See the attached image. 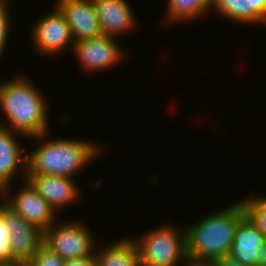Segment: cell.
<instances>
[{
  "mask_svg": "<svg viewBox=\"0 0 266 266\" xmlns=\"http://www.w3.org/2000/svg\"><path fill=\"white\" fill-rule=\"evenodd\" d=\"M25 76L0 82V109L7 124L0 126L23 137H35L49 131L47 98Z\"/></svg>",
  "mask_w": 266,
  "mask_h": 266,
  "instance_id": "6da1fadb",
  "label": "cell"
},
{
  "mask_svg": "<svg viewBox=\"0 0 266 266\" xmlns=\"http://www.w3.org/2000/svg\"><path fill=\"white\" fill-rule=\"evenodd\" d=\"M48 133L31 137L40 144L27 154V174L64 176L74 179L75 175L102 154V147L83 139H55ZM47 140H43V139ZM42 142V143H41ZM38 146V147H37Z\"/></svg>",
  "mask_w": 266,
  "mask_h": 266,
  "instance_id": "7a4b0ae2",
  "label": "cell"
},
{
  "mask_svg": "<svg viewBox=\"0 0 266 266\" xmlns=\"http://www.w3.org/2000/svg\"><path fill=\"white\" fill-rule=\"evenodd\" d=\"M245 216L240 200L186 227L187 258L213 261L228 256L235 229Z\"/></svg>",
  "mask_w": 266,
  "mask_h": 266,
  "instance_id": "3957f363",
  "label": "cell"
},
{
  "mask_svg": "<svg viewBox=\"0 0 266 266\" xmlns=\"http://www.w3.org/2000/svg\"><path fill=\"white\" fill-rule=\"evenodd\" d=\"M163 224L134 241L140 266H177L187 260L186 228ZM179 263V264H177Z\"/></svg>",
  "mask_w": 266,
  "mask_h": 266,
  "instance_id": "277c9868",
  "label": "cell"
},
{
  "mask_svg": "<svg viewBox=\"0 0 266 266\" xmlns=\"http://www.w3.org/2000/svg\"><path fill=\"white\" fill-rule=\"evenodd\" d=\"M55 222L43 230V245L63 260L76 259L95 254V239L81 221Z\"/></svg>",
  "mask_w": 266,
  "mask_h": 266,
  "instance_id": "5b68a950",
  "label": "cell"
},
{
  "mask_svg": "<svg viewBox=\"0 0 266 266\" xmlns=\"http://www.w3.org/2000/svg\"><path fill=\"white\" fill-rule=\"evenodd\" d=\"M0 214L10 233L13 264H26L43 245V230L28 222L5 202L0 207Z\"/></svg>",
  "mask_w": 266,
  "mask_h": 266,
  "instance_id": "8992f818",
  "label": "cell"
},
{
  "mask_svg": "<svg viewBox=\"0 0 266 266\" xmlns=\"http://www.w3.org/2000/svg\"><path fill=\"white\" fill-rule=\"evenodd\" d=\"M31 38L34 48L43 54L55 57L70 47L73 49L74 40L70 27L61 12L53 6V10L37 20L32 27ZM45 54V55H44Z\"/></svg>",
  "mask_w": 266,
  "mask_h": 266,
  "instance_id": "52a82bcc",
  "label": "cell"
},
{
  "mask_svg": "<svg viewBox=\"0 0 266 266\" xmlns=\"http://www.w3.org/2000/svg\"><path fill=\"white\" fill-rule=\"evenodd\" d=\"M116 40L115 37L102 34L75 42L71 52L75 53L79 65L86 72L109 70L119 64L125 55Z\"/></svg>",
  "mask_w": 266,
  "mask_h": 266,
  "instance_id": "ba28073f",
  "label": "cell"
},
{
  "mask_svg": "<svg viewBox=\"0 0 266 266\" xmlns=\"http://www.w3.org/2000/svg\"><path fill=\"white\" fill-rule=\"evenodd\" d=\"M24 181V187L13 192L15 195L4 188V202L28 222L46 230L55 223L57 213L27 179Z\"/></svg>",
  "mask_w": 266,
  "mask_h": 266,
  "instance_id": "9c48e42d",
  "label": "cell"
},
{
  "mask_svg": "<svg viewBox=\"0 0 266 266\" xmlns=\"http://www.w3.org/2000/svg\"><path fill=\"white\" fill-rule=\"evenodd\" d=\"M54 6L68 23L74 42L102 35L92 0H56Z\"/></svg>",
  "mask_w": 266,
  "mask_h": 266,
  "instance_id": "30bf717a",
  "label": "cell"
},
{
  "mask_svg": "<svg viewBox=\"0 0 266 266\" xmlns=\"http://www.w3.org/2000/svg\"><path fill=\"white\" fill-rule=\"evenodd\" d=\"M26 179L35 190L50 204L58 213L61 208L77 201L80 195L76 182L69 177L27 174ZM59 210V211H58Z\"/></svg>",
  "mask_w": 266,
  "mask_h": 266,
  "instance_id": "8fae6325",
  "label": "cell"
},
{
  "mask_svg": "<svg viewBox=\"0 0 266 266\" xmlns=\"http://www.w3.org/2000/svg\"><path fill=\"white\" fill-rule=\"evenodd\" d=\"M92 2L103 35L118 39L120 35L136 28L135 14L127 0H92Z\"/></svg>",
  "mask_w": 266,
  "mask_h": 266,
  "instance_id": "7c38bea8",
  "label": "cell"
},
{
  "mask_svg": "<svg viewBox=\"0 0 266 266\" xmlns=\"http://www.w3.org/2000/svg\"><path fill=\"white\" fill-rule=\"evenodd\" d=\"M15 133L0 126V185L3 188H12V180L18 171L21 173L22 170L24 180L27 175V153Z\"/></svg>",
  "mask_w": 266,
  "mask_h": 266,
  "instance_id": "4fadbf2b",
  "label": "cell"
},
{
  "mask_svg": "<svg viewBox=\"0 0 266 266\" xmlns=\"http://www.w3.org/2000/svg\"><path fill=\"white\" fill-rule=\"evenodd\" d=\"M265 239L266 237L245 215L235 229L233 244L228 256L243 265L254 266L256 249Z\"/></svg>",
  "mask_w": 266,
  "mask_h": 266,
  "instance_id": "5bb4252c",
  "label": "cell"
},
{
  "mask_svg": "<svg viewBox=\"0 0 266 266\" xmlns=\"http://www.w3.org/2000/svg\"><path fill=\"white\" fill-rule=\"evenodd\" d=\"M103 249L95 252L96 266H140L138 250L132 237L119 239Z\"/></svg>",
  "mask_w": 266,
  "mask_h": 266,
  "instance_id": "9a60e30c",
  "label": "cell"
},
{
  "mask_svg": "<svg viewBox=\"0 0 266 266\" xmlns=\"http://www.w3.org/2000/svg\"><path fill=\"white\" fill-rule=\"evenodd\" d=\"M166 3L165 21L167 23L190 22L196 18L204 17L211 10V0H167Z\"/></svg>",
  "mask_w": 266,
  "mask_h": 266,
  "instance_id": "2e32d148",
  "label": "cell"
},
{
  "mask_svg": "<svg viewBox=\"0 0 266 266\" xmlns=\"http://www.w3.org/2000/svg\"><path fill=\"white\" fill-rule=\"evenodd\" d=\"M210 8L227 20L252 24V7L249 0H211Z\"/></svg>",
  "mask_w": 266,
  "mask_h": 266,
  "instance_id": "e0dca14e",
  "label": "cell"
},
{
  "mask_svg": "<svg viewBox=\"0 0 266 266\" xmlns=\"http://www.w3.org/2000/svg\"><path fill=\"white\" fill-rule=\"evenodd\" d=\"M245 215L256 228L266 237V197L260 195L240 200Z\"/></svg>",
  "mask_w": 266,
  "mask_h": 266,
  "instance_id": "ac0fdd59",
  "label": "cell"
},
{
  "mask_svg": "<svg viewBox=\"0 0 266 266\" xmlns=\"http://www.w3.org/2000/svg\"><path fill=\"white\" fill-rule=\"evenodd\" d=\"M64 260L42 245L25 266H63Z\"/></svg>",
  "mask_w": 266,
  "mask_h": 266,
  "instance_id": "d6986e66",
  "label": "cell"
},
{
  "mask_svg": "<svg viewBox=\"0 0 266 266\" xmlns=\"http://www.w3.org/2000/svg\"><path fill=\"white\" fill-rule=\"evenodd\" d=\"M10 233L5 220L0 214V264H13L12 249L9 240Z\"/></svg>",
  "mask_w": 266,
  "mask_h": 266,
  "instance_id": "ffe728a7",
  "label": "cell"
},
{
  "mask_svg": "<svg viewBox=\"0 0 266 266\" xmlns=\"http://www.w3.org/2000/svg\"><path fill=\"white\" fill-rule=\"evenodd\" d=\"M8 4L0 3V60L3 56V52L5 51L6 43L9 38V31L11 30V17L10 11H8ZM9 13V14H8Z\"/></svg>",
  "mask_w": 266,
  "mask_h": 266,
  "instance_id": "44dd1931",
  "label": "cell"
},
{
  "mask_svg": "<svg viewBox=\"0 0 266 266\" xmlns=\"http://www.w3.org/2000/svg\"><path fill=\"white\" fill-rule=\"evenodd\" d=\"M252 7V25L266 24V0H249Z\"/></svg>",
  "mask_w": 266,
  "mask_h": 266,
  "instance_id": "7402d4cb",
  "label": "cell"
},
{
  "mask_svg": "<svg viewBox=\"0 0 266 266\" xmlns=\"http://www.w3.org/2000/svg\"><path fill=\"white\" fill-rule=\"evenodd\" d=\"M63 266H96L95 254L82 258L64 260Z\"/></svg>",
  "mask_w": 266,
  "mask_h": 266,
  "instance_id": "603a6c76",
  "label": "cell"
},
{
  "mask_svg": "<svg viewBox=\"0 0 266 266\" xmlns=\"http://www.w3.org/2000/svg\"><path fill=\"white\" fill-rule=\"evenodd\" d=\"M254 266H266V239L256 249V262Z\"/></svg>",
  "mask_w": 266,
  "mask_h": 266,
  "instance_id": "cb8c5ba5",
  "label": "cell"
},
{
  "mask_svg": "<svg viewBox=\"0 0 266 266\" xmlns=\"http://www.w3.org/2000/svg\"><path fill=\"white\" fill-rule=\"evenodd\" d=\"M212 262L214 266H246V265L241 264L237 260L230 258L229 256H224V257L215 259Z\"/></svg>",
  "mask_w": 266,
  "mask_h": 266,
  "instance_id": "d4e9b609",
  "label": "cell"
},
{
  "mask_svg": "<svg viewBox=\"0 0 266 266\" xmlns=\"http://www.w3.org/2000/svg\"><path fill=\"white\" fill-rule=\"evenodd\" d=\"M184 266H214L212 261H197L190 258L184 263Z\"/></svg>",
  "mask_w": 266,
  "mask_h": 266,
  "instance_id": "484cf974",
  "label": "cell"
},
{
  "mask_svg": "<svg viewBox=\"0 0 266 266\" xmlns=\"http://www.w3.org/2000/svg\"><path fill=\"white\" fill-rule=\"evenodd\" d=\"M0 203H4V188L0 185Z\"/></svg>",
  "mask_w": 266,
  "mask_h": 266,
  "instance_id": "4316f807",
  "label": "cell"
},
{
  "mask_svg": "<svg viewBox=\"0 0 266 266\" xmlns=\"http://www.w3.org/2000/svg\"><path fill=\"white\" fill-rule=\"evenodd\" d=\"M0 266H25V264H22V263L0 264Z\"/></svg>",
  "mask_w": 266,
  "mask_h": 266,
  "instance_id": "83f0119b",
  "label": "cell"
},
{
  "mask_svg": "<svg viewBox=\"0 0 266 266\" xmlns=\"http://www.w3.org/2000/svg\"><path fill=\"white\" fill-rule=\"evenodd\" d=\"M0 3H6V4H8L9 3V0L7 1V0H0Z\"/></svg>",
  "mask_w": 266,
  "mask_h": 266,
  "instance_id": "f1b7e54d",
  "label": "cell"
}]
</instances>
